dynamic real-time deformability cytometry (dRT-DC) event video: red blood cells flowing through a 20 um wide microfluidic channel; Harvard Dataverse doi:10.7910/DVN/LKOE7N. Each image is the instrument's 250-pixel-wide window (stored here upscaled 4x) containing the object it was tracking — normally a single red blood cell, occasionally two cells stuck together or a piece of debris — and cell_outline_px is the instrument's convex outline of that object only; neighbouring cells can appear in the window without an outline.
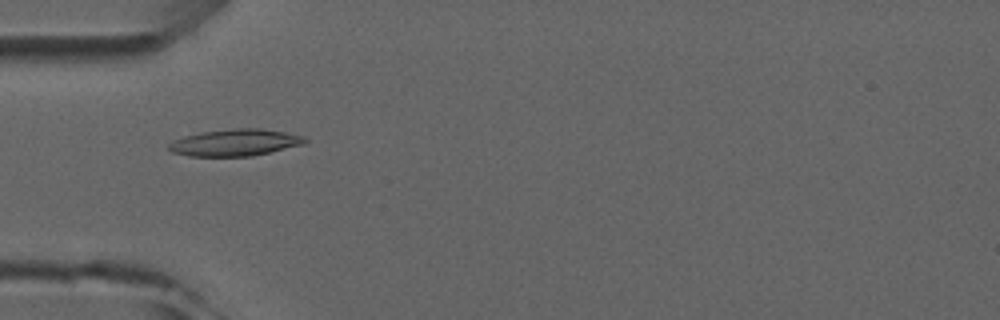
{"species": "common noctule bat (a hibernating species)", "species_latin": "Nyctalus noctula", "temperature_condition": "room temperature", "stored_images_in_passage": 8, "camera_frame_rate_fps": 3000, "um_per_image_px": 0.085, "animal": {"sex": "male", "forearm_length_mm": 52.5}, "frame": {"image": 1, "passage_image": 5, "time_ms": 4.667, "image_size_px": [1000, 320], "cell_outline_px": [[308, 140], [304, 144], [252, 156], [188, 156], [172, 152], [168, 148], [168, 144], [184, 136], [204, 132], [232, 128], [260, 128], [284, 132], [304, 136]], "centroid_in_image_um": [20.0, 12.12], "position_along_channel_um": 65.0, "area_um2": 21.1}}
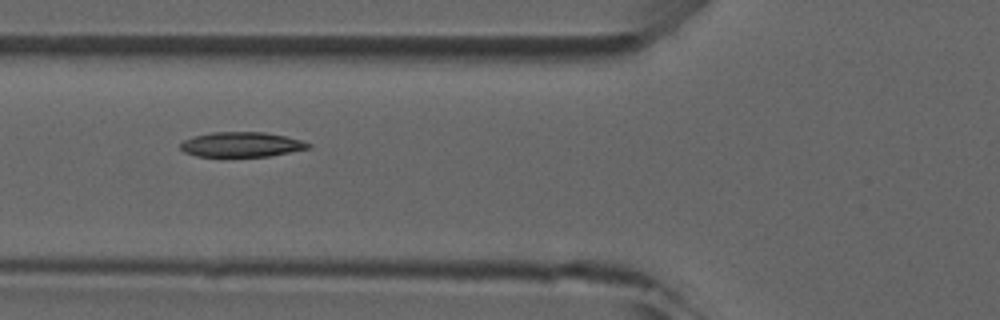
{"frame": {"image": 2, "passage_image": 6, "time_ms": 5.667, "image_size_px": [1000, 320], "cell_outline_px": [[312, 148], [268, 156], [196, 156], [184, 152], [180, 148], [180, 144], [184, 140], [192, 136], [212, 132], [264, 132], [284, 136], [300, 140], [312, 144]], "centroid_in_image_um": [20.52, 12.28], "position_along_channel_um": 105.3, "area_um2": 18.5}}
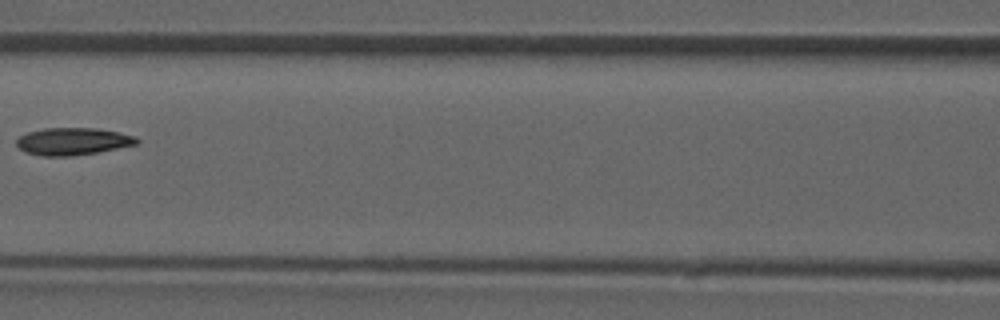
{"frame": {"image": 3, "passage_image": 7, "time_ms": 7.0, "image_size_px": [1000, 320], "cell_outline_px": [[140, 140], [136, 144], [96, 152], [68, 156], [40, 156], [24, 152], [16, 144], [16, 140], [20, 136], [28, 132], [44, 128], [96, 128], [120, 132], [136, 136]], "centroid_in_image_um": [6.17, 12.01], "position_along_channel_um": 160.4, "area_um2": 19.07}}